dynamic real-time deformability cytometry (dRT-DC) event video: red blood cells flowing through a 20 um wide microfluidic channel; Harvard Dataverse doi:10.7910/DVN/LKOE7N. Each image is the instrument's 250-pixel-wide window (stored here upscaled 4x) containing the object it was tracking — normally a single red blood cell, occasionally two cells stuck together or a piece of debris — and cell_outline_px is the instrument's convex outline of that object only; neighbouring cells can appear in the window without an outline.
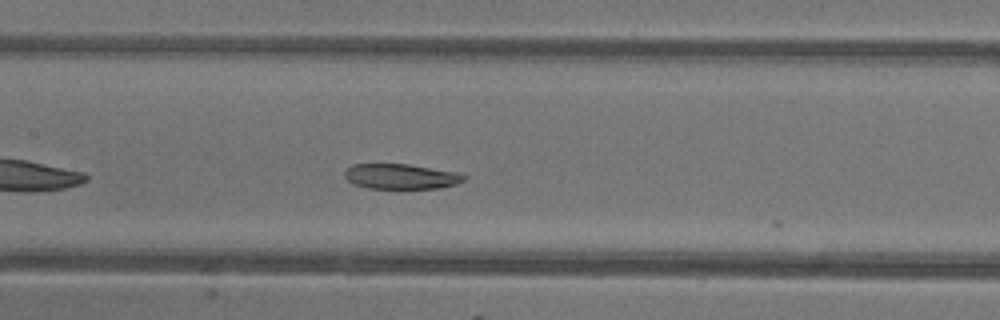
{"species": "common noctule bat (a hibernating species)", "species_latin": "Nyctalus noctula", "temperature_condition": "warm", "stored_images_in_passage": 17, "camera_frame_rate_fps": 3000, "um_per_image_px": 0.085, "animal": {"sex": "female"}, "frame": {"image": 1, "passage_image": 10, "time_ms": 3.0, "image_size_px": [1000, 320], "cell_outline_px": [[468, 176], [464, 180], [456, 184], [440, 188], [368, 188], [352, 184], [344, 176], [344, 172], [352, 164], [408, 164], [460, 172]], "centroid_in_image_um": [34.11, 14.99], "position_along_channel_um": 173.3, "area_um2": 17.63}}
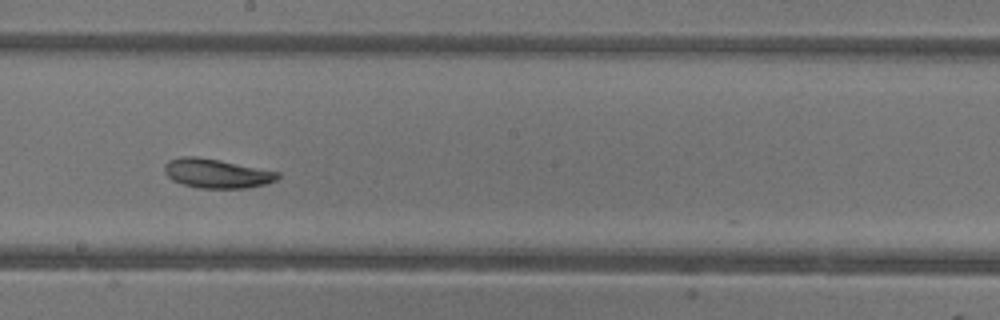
{"frame": {"image": 2, "passage_image": 14, "time_ms": 4.333, "image_size_px": [1000, 320], "cell_outline_px": [[280, 176], [276, 180], [264, 184], [248, 188], [200, 188], [184, 184], [172, 180], [164, 172], [164, 164], [168, 160], [180, 156], [196, 156], [220, 160], [280, 172]], "centroid_in_image_um": [18.4, 14.73], "position_along_channel_um": 229.8, "area_um2": 19.31}}